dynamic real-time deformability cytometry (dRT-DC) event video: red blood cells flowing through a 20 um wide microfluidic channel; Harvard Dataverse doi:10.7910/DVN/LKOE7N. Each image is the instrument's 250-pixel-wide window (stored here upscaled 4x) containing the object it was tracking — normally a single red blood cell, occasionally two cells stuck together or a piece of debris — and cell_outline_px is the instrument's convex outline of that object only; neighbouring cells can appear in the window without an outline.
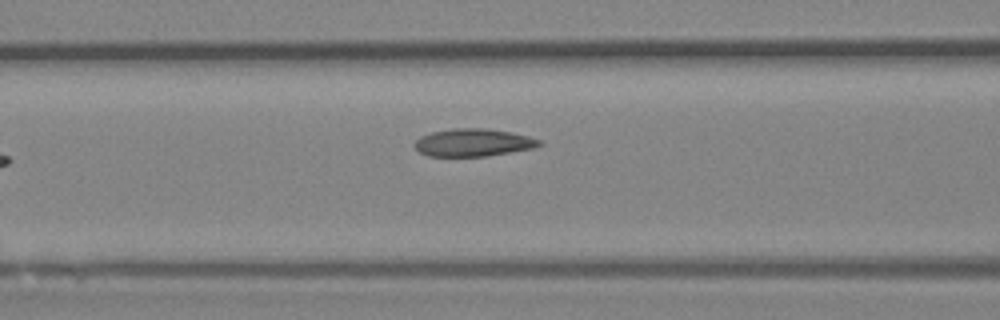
{"species": "Egyptian fruit bat (a non-hibernating species)", "species_latin": "Rousettus aegyptiacus", "temperature_condition": "room temperature", "stored_images_in_passage": 7, "camera_frame_rate_fps": 3000, "um_per_image_px": 0.085, "animal": {"sex": "female"}, "frame": {"image": 1, "passage_image": 5, "time_ms": 1.333, "image_size_px": [1000, 320], "cell_outline_px": [[544, 144], [536, 148], [488, 156], [428, 156], [420, 152], [412, 144], [420, 136], [432, 132], [452, 128], [488, 128], [512, 132], [528, 136], [540, 140]], "centroid_in_image_um": [40.25, 12.11], "position_along_channel_um": 126.3, "area_um2": 20.35}}